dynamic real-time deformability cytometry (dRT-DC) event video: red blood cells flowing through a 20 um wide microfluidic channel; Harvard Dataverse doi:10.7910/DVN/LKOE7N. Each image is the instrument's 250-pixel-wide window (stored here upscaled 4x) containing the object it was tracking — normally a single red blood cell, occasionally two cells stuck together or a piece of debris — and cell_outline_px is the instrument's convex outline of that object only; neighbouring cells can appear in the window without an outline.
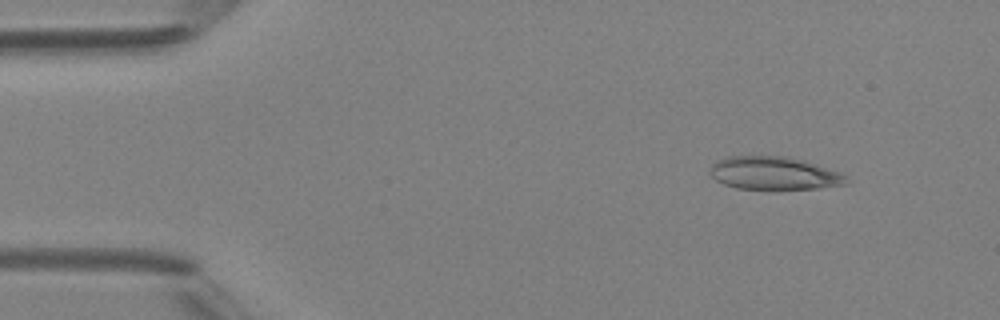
{"species": "Egyptian fruit bat (a non-hibernating species)", "species_latin": "Rousettus aegyptiacus", "temperature_condition": "room temperature", "stored_images_in_passage": 3, "camera_frame_rate_fps": 3000, "um_per_image_px": 0.085, "animal": {"sex": "female"}, "frame": {"image": 1, "passage_image": 1, "time_ms": 0.0, "image_size_px": [1000, 320], "cell_outline_px": [[848, 184], [820, 188], [736, 188], [724, 184], [716, 180], [712, 176], [712, 164], [716, 160], [728, 156], [784, 156], [804, 160], [840, 172], [848, 176]], "centroid_in_image_um": [65.83, 14.71], "position_along_channel_um": 19.2, "area_um2": 25.95}}